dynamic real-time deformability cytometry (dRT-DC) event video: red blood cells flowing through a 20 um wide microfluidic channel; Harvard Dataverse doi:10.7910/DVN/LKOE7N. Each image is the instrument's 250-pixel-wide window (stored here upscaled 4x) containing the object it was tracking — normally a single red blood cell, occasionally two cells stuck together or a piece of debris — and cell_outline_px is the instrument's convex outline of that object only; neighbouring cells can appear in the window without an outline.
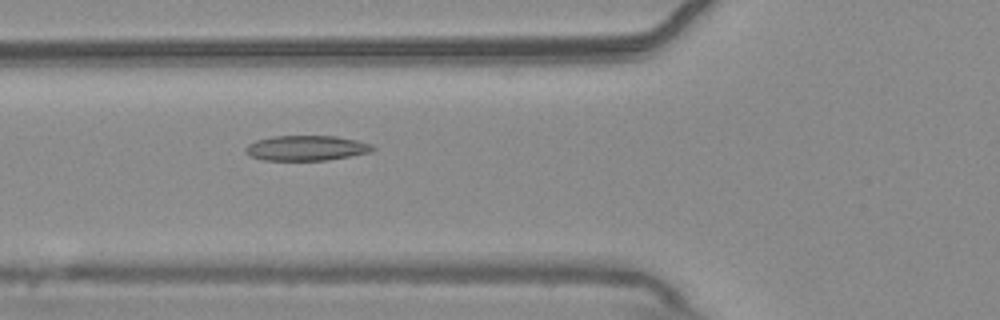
{"species": "common noctule bat (a hibernating species)", "species_latin": "Nyctalus noctula", "temperature_condition": "warm", "stored_images_in_passage": 54, "camera_frame_rate_fps": 3000, "um_per_image_px": 0.085, "animal": {"sex": "male", "body_mass_g": 20.4}, "frame": {"image": 1, "passage_image": 20, "time_ms": 6.333, "image_size_px": [1000, 320], "cell_outline_px": [[376, 148], [372, 152], [328, 160], [264, 160], [248, 156], [244, 152], [244, 148], [248, 144], [256, 140], [272, 136], [336, 136], [356, 140], [372, 144]], "centroid_in_image_um": [26.02, 12.58], "position_along_channel_um": 99.8, "area_um2": 18.79}}
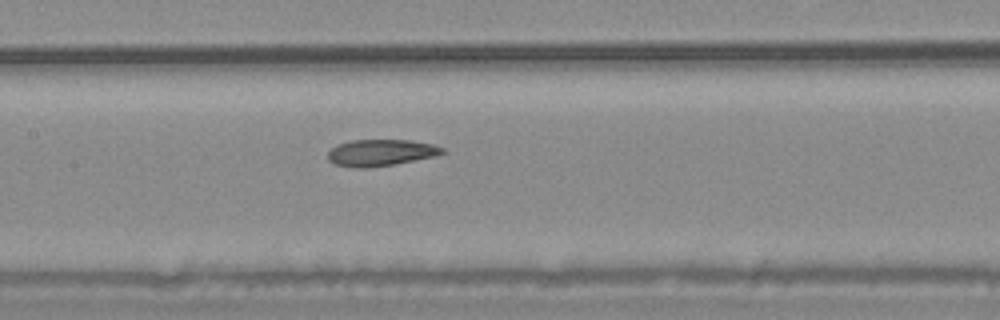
{"frame": {"image": 2, "passage_image": 26, "time_ms": 8.333, "image_size_px": [1000, 320], "cell_outline_px": [[448, 152], [436, 156], [392, 164], [368, 168], [352, 168], [332, 164], [328, 160], [328, 152], [336, 144], [352, 140], [412, 140], [432, 144], [444, 148]], "centroid_in_image_um": [32.35, 12.98], "position_along_channel_um": 175.0, "area_um2": 17.92}}
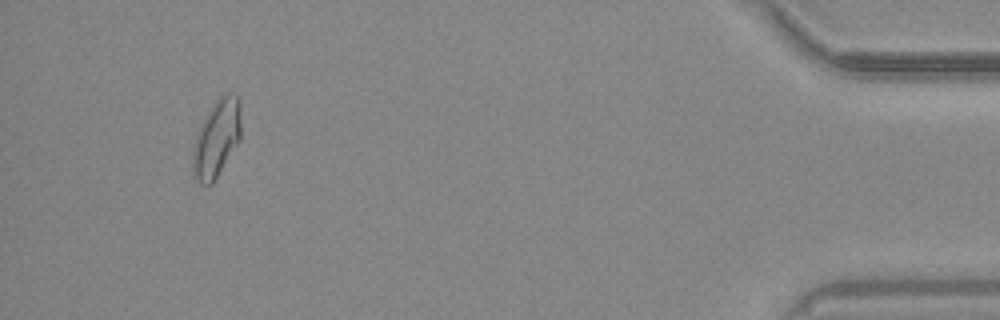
{"frame": {"image": 3, "passage_image": 51, "time_ms": 16.667, "image_size_px": [1000, 320], "cell_outline_px": [[240, 140], [212, 184], [200, 184], [192, 168], [192, 152], [196, 136], [200, 124], [212, 104], [220, 96], [228, 92], [232, 92], [240, 100]], "centroid_in_image_um": [18.41, 11.73], "position_along_channel_um": 416.8, "area_um2": 21.68}, "authors_computed_cell_mechanics": {"area_um2": 19.1318, "velocity_mm_per_s": 3.7431, "shape_relaxation_time_tau1_ms": null, "shape_relaxation_time_tau2_ms": 4.2365, "deformation_change_tau1": null, "deformation_change_tau2": 0.1182}}